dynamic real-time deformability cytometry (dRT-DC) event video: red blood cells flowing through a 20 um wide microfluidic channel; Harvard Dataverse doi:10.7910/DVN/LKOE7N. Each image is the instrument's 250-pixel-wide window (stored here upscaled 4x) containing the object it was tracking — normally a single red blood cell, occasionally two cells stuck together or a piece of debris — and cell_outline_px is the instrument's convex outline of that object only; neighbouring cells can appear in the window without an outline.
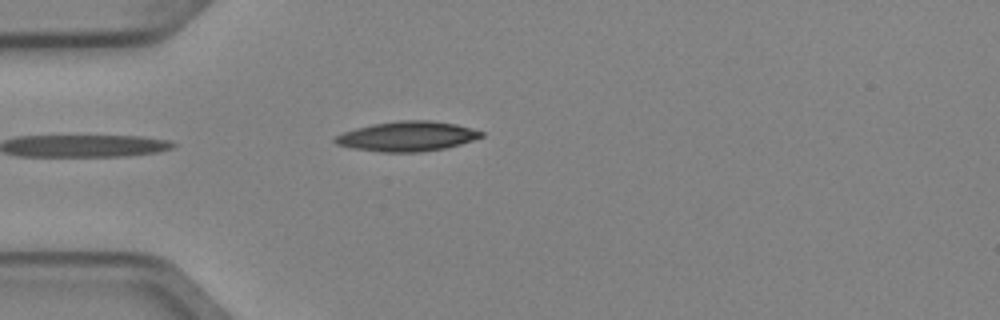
{"species": "Egyptian fruit bat (a non-hibernating species)", "species_latin": "Rousettus aegyptiacus", "temperature_condition": "cold", "stored_images_in_passage": 3, "camera_frame_rate_fps": 3000, "um_per_image_px": 0.085, "animal": {"sex": "female"}, "frame": {"image": 1, "passage_image": 3, "time_ms": 0.667, "image_size_px": [1000, 320], "cell_outline_px": [[484, 136], [460, 144], [444, 148], [420, 152], [380, 152], [352, 148], [336, 144], [332, 140], [336, 136], [344, 132], [356, 128], [372, 124], [400, 120], [432, 120], [456, 124], [472, 128], [484, 132]], "centroid_in_image_um": [34.61, 11.58], "position_along_channel_um": 50.4, "area_um2": 25.43}}